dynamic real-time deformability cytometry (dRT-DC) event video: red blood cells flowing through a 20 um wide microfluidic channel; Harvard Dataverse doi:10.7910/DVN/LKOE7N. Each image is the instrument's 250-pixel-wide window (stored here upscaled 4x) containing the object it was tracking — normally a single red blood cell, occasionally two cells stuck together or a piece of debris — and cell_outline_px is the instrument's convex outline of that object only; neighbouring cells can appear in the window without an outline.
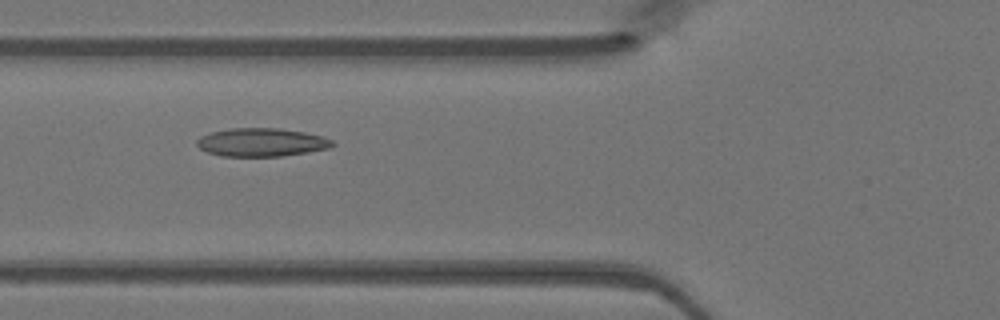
{"species": "Egyptian fruit bat (a non-hibernating species)", "species_latin": "Rousettus aegyptiacus", "temperature_condition": "warm", "stored_images_in_passage": 45, "camera_frame_rate_fps": 3000, "um_per_image_px": 0.085, "animal": {"sex": "female"}, "frame": {"image": 1, "passage_image": 15, "time_ms": 4.667, "image_size_px": [1000, 320], "cell_outline_px": [[336, 144], [328, 148], [308, 152], [280, 156], [220, 156], [208, 152], [200, 148], [196, 144], [196, 140], [200, 136], [212, 132], [228, 128], [280, 128], [304, 132], [324, 136], [332, 140]], "centroid_in_image_um": [22.23, 12.09], "position_along_channel_um": 103.6, "area_um2": 22.43}}
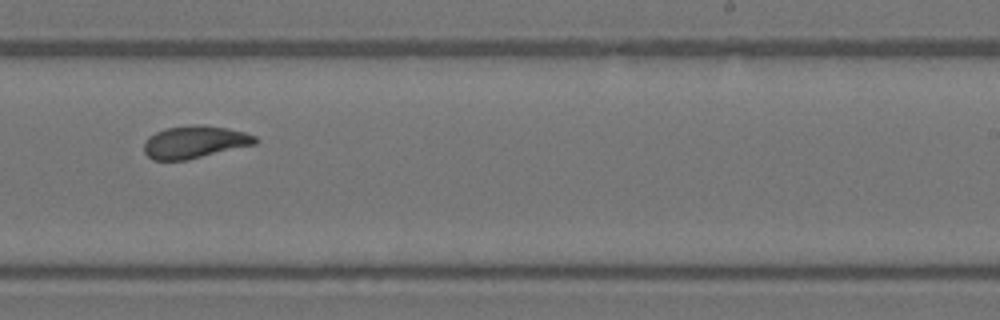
{"frame": {"image": 2, "passage_image": 27, "time_ms": 8.667, "image_size_px": [1000, 320], "cell_outline_px": [[256, 144], [188, 160], [152, 160], [144, 152], [144, 144], [148, 136], [164, 128], [200, 124], [228, 128], [244, 132], [256, 136]], "centroid_in_image_um": [16.53, 12.07], "position_along_channel_um": 272.5, "area_um2": 21.1}}
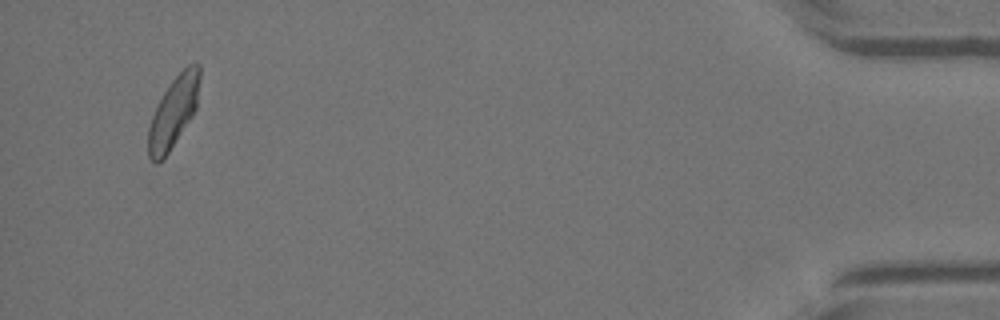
{"frame": {"image": 3, "passage_image": 43, "time_ms": 14.0, "image_size_px": [1000, 320], "cell_outline_px": [[200, 80], [196, 108], [192, 116], [168, 152], [156, 164], [148, 156], [148, 128], [156, 104], [172, 80], [188, 64], [200, 64]], "centroid_in_image_um": [14.74, 9.5], "position_along_channel_um": 420.5, "area_um2": 20.92}}